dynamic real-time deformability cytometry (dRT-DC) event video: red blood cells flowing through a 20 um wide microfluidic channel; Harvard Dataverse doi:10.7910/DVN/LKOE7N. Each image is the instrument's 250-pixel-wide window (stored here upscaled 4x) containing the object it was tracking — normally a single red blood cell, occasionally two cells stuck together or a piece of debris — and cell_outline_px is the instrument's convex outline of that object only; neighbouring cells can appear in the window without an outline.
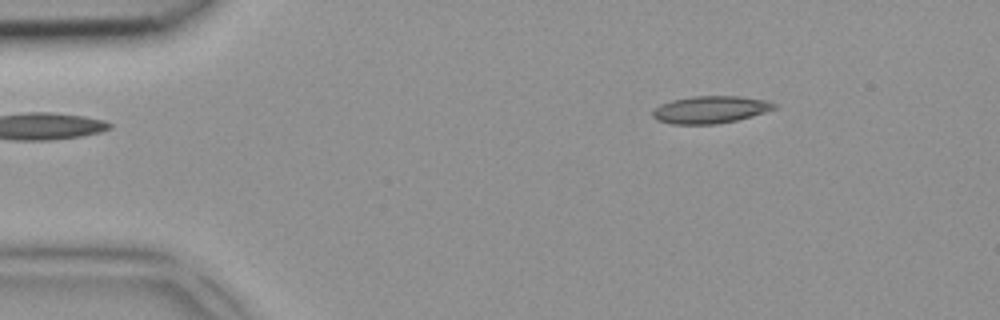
{"species": "common noctule bat (a hibernating species)", "species_latin": "Nyctalus noctula", "temperature_condition": "room temperature", "stored_images_in_passage": 3, "camera_frame_rate_fps": 3000, "um_per_image_px": 0.085, "animal": {"sex": "female", "body_mass_g": 18.4}, "frame": {"image": 1, "passage_image": 1, "time_ms": 0.0, "image_size_px": [1000, 320], "cell_outline_px": [[780, 104], [776, 108], [752, 116], [736, 120], [716, 124], [672, 124], [656, 120], [652, 116], [652, 112], [660, 104], [672, 100], [692, 96], [740, 96], [764, 100]], "centroid_in_image_um": [60.38, 9.31], "position_along_channel_um": 24.6, "area_um2": 19.36}}
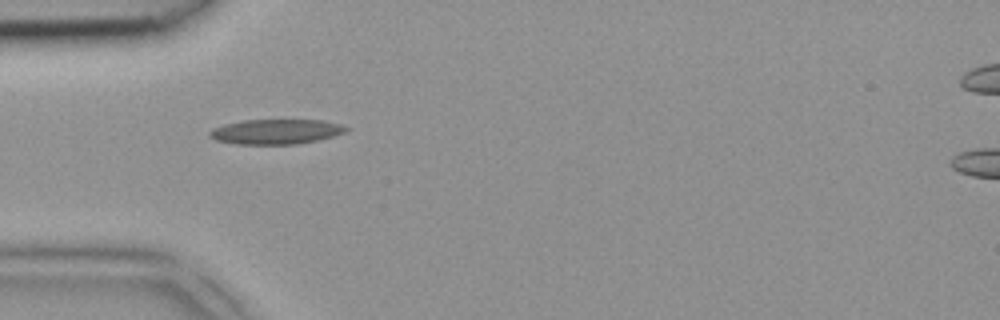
{"frame": {"image": 2, "passage_image": 3, "time_ms": 0.667, "image_size_px": [1000, 320], "cell_outline_px": [[352, 128], [344, 132], [332, 136], [316, 140], [296, 144], [236, 144], [216, 140], [208, 136], [208, 132], [212, 128], [224, 124], [244, 120], [324, 120], [340, 124]], "centroid_in_image_um": [23.43, 11.18], "position_along_channel_um": 61.6, "area_um2": 19.83}}